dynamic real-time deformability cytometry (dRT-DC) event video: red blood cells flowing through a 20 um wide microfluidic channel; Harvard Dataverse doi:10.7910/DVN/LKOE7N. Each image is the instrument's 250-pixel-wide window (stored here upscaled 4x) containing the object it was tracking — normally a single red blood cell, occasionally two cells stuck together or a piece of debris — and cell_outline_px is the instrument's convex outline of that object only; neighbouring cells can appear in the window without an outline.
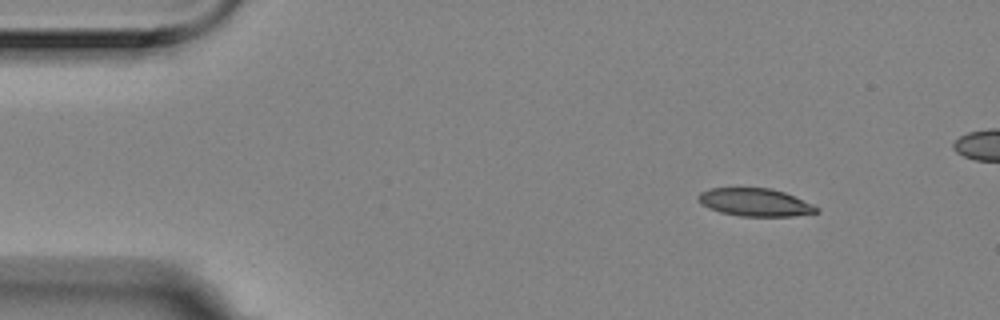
{"species": "Egyptian fruit bat (a non-hibernating species)", "species_latin": "Rousettus aegyptiacus", "temperature_condition": "room temperature", "stored_images_in_passage": 6, "camera_frame_rate_fps": 3000, "um_per_image_px": 0.085, "animal": {"sex": "female"}, "frame": {"image": 1, "passage_image": 1, "time_ms": 0.0, "image_size_px": [1000, 320], "cell_outline_px": [[820, 212], [792, 216], [740, 216], [720, 212], [708, 208], [700, 204], [696, 200], [696, 196], [700, 192], [708, 188], [772, 188], [784, 192], [812, 204], [820, 208]], "centroid_in_image_um": [64.13, 17.19], "position_along_channel_um": 20.9, "area_um2": 19.36}}
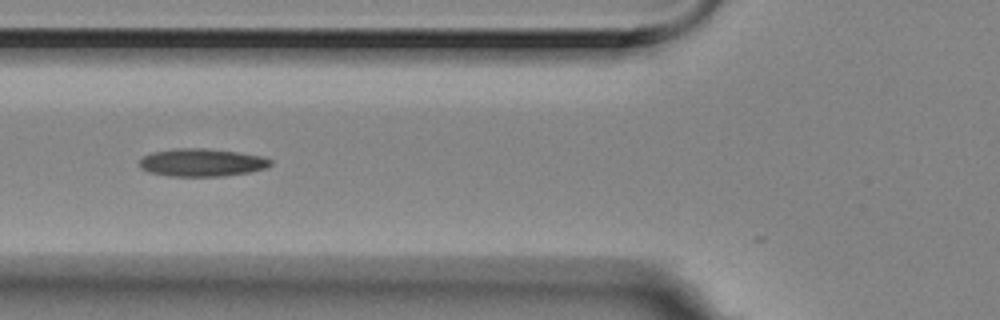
{"frame": {"image": 2, "passage_image": 5, "time_ms": 1.333, "image_size_px": [1000, 320], "cell_outline_px": [[272, 164], [264, 168], [248, 172], [224, 176], [168, 176], [148, 172], [140, 168], [140, 160], [144, 156], [152, 152], [176, 148], [204, 148], [236, 152], [260, 156], [272, 160]], "centroid_in_image_um": [17.11, 13.81], "position_along_channel_um": 108.7, "area_um2": 21.1}}
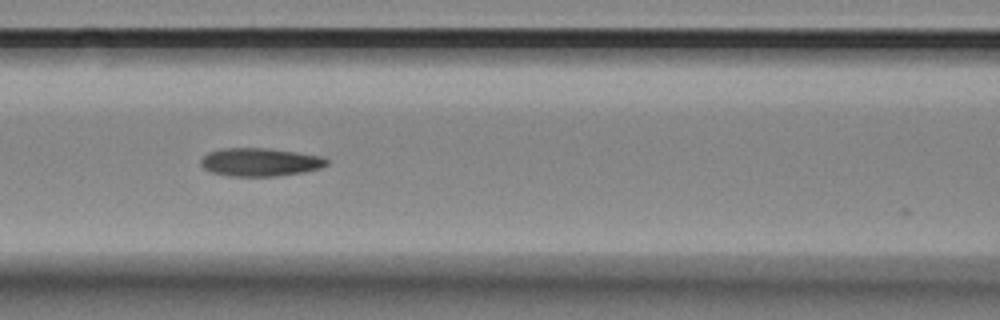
{"frame": {"image": 3, "passage_image": 6, "time_ms": 1.667, "image_size_px": [1000, 320], "cell_outline_px": [[328, 164], [320, 168], [304, 172], [272, 176], [228, 176], [212, 172], [204, 168], [200, 164], [200, 160], [208, 152], [224, 148], [268, 148], [296, 152], [320, 156], [328, 160]], "centroid_in_image_um": [22.09, 13.77], "position_along_channel_um": 144.5, "area_um2": 20.58}}